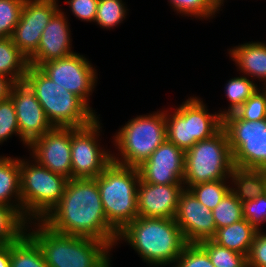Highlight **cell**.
Listing matches in <instances>:
<instances>
[{"instance_id": "obj_6", "label": "cell", "mask_w": 266, "mask_h": 267, "mask_svg": "<svg viewBox=\"0 0 266 267\" xmlns=\"http://www.w3.org/2000/svg\"><path fill=\"white\" fill-rule=\"evenodd\" d=\"M167 139L165 110L130 118L112 137V161L138 167ZM116 154V155H115Z\"/></svg>"}, {"instance_id": "obj_12", "label": "cell", "mask_w": 266, "mask_h": 267, "mask_svg": "<svg viewBox=\"0 0 266 267\" xmlns=\"http://www.w3.org/2000/svg\"><path fill=\"white\" fill-rule=\"evenodd\" d=\"M38 68L53 82L78 96L97 115L90 105V96L98 85V73L85 55L74 52L67 57L45 62Z\"/></svg>"}, {"instance_id": "obj_15", "label": "cell", "mask_w": 266, "mask_h": 267, "mask_svg": "<svg viewBox=\"0 0 266 267\" xmlns=\"http://www.w3.org/2000/svg\"><path fill=\"white\" fill-rule=\"evenodd\" d=\"M76 129L54 127L28 146L29 155L50 171L72 179L71 134Z\"/></svg>"}, {"instance_id": "obj_23", "label": "cell", "mask_w": 266, "mask_h": 267, "mask_svg": "<svg viewBox=\"0 0 266 267\" xmlns=\"http://www.w3.org/2000/svg\"><path fill=\"white\" fill-rule=\"evenodd\" d=\"M257 230L244 218L216 230L212 240L225 248L248 257Z\"/></svg>"}, {"instance_id": "obj_5", "label": "cell", "mask_w": 266, "mask_h": 267, "mask_svg": "<svg viewBox=\"0 0 266 267\" xmlns=\"http://www.w3.org/2000/svg\"><path fill=\"white\" fill-rule=\"evenodd\" d=\"M95 179L108 223L120 233L138 217L139 171L112 161Z\"/></svg>"}, {"instance_id": "obj_22", "label": "cell", "mask_w": 266, "mask_h": 267, "mask_svg": "<svg viewBox=\"0 0 266 267\" xmlns=\"http://www.w3.org/2000/svg\"><path fill=\"white\" fill-rule=\"evenodd\" d=\"M0 204L21 213L20 158L0 155Z\"/></svg>"}, {"instance_id": "obj_11", "label": "cell", "mask_w": 266, "mask_h": 267, "mask_svg": "<svg viewBox=\"0 0 266 267\" xmlns=\"http://www.w3.org/2000/svg\"><path fill=\"white\" fill-rule=\"evenodd\" d=\"M99 119L71 134L72 179L96 178L112 162V151L100 145L103 126Z\"/></svg>"}, {"instance_id": "obj_39", "label": "cell", "mask_w": 266, "mask_h": 267, "mask_svg": "<svg viewBox=\"0 0 266 267\" xmlns=\"http://www.w3.org/2000/svg\"><path fill=\"white\" fill-rule=\"evenodd\" d=\"M247 267H266V232L263 230L255 235L247 257Z\"/></svg>"}, {"instance_id": "obj_24", "label": "cell", "mask_w": 266, "mask_h": 267, "mask_svg": "<svg viewBox=\"0 0 266 267\" xmlns=\"http://www.w3.org/2000/svg\"><path fill=\"white\" fill-rule=\"evenodd\" d=\"M28 66V59L11 37L0 39V75L7 76L14 82H21L24 81Z\"/></svg>"}, {"instance_id": "obj_18", "label": "cell", "mask_w": 266, "mask_h": 267, "mask_svg": "<svg viewBox=\"0 0 266 267\" xmlns=\"http://www.w3.org/2000/svg\"><path fill=\"white\" fill-rule=\"evenodd\" d=\"M60 9L52 16L47 26L43 29L38 49L28 60L29 65L39 67L50 60L67 57L74 53L72 50V37L70 22Z\"/></svg>"}, {"instance_id": "obj_20", "label": "cell", "mask_w": 266, "mask_h": 267, "mask_svg": "<svg viewBox=\"0 0 266 267\" xmlns=\"http://www.w3.org/2000/svg\"><path fill=\"white\" fill-rule=\"evenodd\" d=\"M237 71L266 87V42L249 41L227 49ZM239 69V70H238Z\"/></svg>"}, {"instance_id": "obj_14", "label": "cell", "mask_w": 266, "mask_h": 267, "mask_svg": "<svg viewBox=\"0 0 266 267\" xmlns=\"http://www.w3.org/2000/svg\"><path fill=\"white\" fill-rule=\"evenodd\" d=\"M10 98L15 106L20 141L25 147L54 127L49 122L34 91L25 82H15Z\"/></svg>"}, {"instance_id": "obj_13", "label": "cell", "mask_w": 266, "mask_h": 267, "mask_svg": "<svg viewBox=\"0 0 266 267\" xmlns=\"http://www.w3.org/2000/svg\"><path fill=\"white\" fill-rule=\"evenodd\" d=\"M59 9L58 0H24L19 22L11 38L28 60L38 49L43 29Z\"/></svg>"}, {"instance_id": "obj_34", "label": "cell", "mask_w": 266, "mask_h": 267, "mask_svg": "<svg viewBox=\"0 0 266 267\" xmlns=\"http://www.w3.org/2000/svg\"><path fill=\"white\" fill-rule=\"evenodd\" d=\"M234 113L246 121L266 119V87L258 88Z\"/></svg>"}, {"instance_id": "obj_41", "label": "cell", "mask_w": 266, "mask_h": 267, "mask_svg": "<svg viewBox=\"0 0 266 267\" xmlns=\"http://www.w3.org/2000/svg\"><path fill=\"white\" fill-rule=\"evenodd\" d=\"M11 244L0 245V267H10Z\"/></svg>"}, {"instance_id": "obj_26", "label": "cell", "mask_w": 266, "mask_h": 267, "mask_svg": "<svg viewBox=\"0 0 266 267\" xmlns=\"http://www.w3.org/2000/svg\"><path fill=\"white\" fill-rule=\"evenodd\" d=\"M252 79L245 75L236 76L227 80L225 84V97L229 101L228 108L218 110L223 117L237 110L255 91L260 88Z\"/></svg>"}, {"instance_id": "obj_7", "label": "cell", "mask_w": 266, "mask_h": 267, "mask_svg": "<svg viewBox=\"0 0 266 267\" xmlns=\"http://www.w3.org/2000/svg\"><path fill=\"white\" fill-rule=\"evenodd\" d=\"M29 158L20 157L21 214L28 222L42 221L61 200L68 179Z\"/></svg>"}, {"instance_id": "obj_16", "label": "cell", "mask_w": 266, "mask_h": 267, "mask_svg": "<svg viewBox=\"0 0 266 267\" xmlns=\"http://www.w3.org/2000/svg\"><path fill=\"white\" fill-rule=\"evenodd\" d=\"M137 169L146 183L183 184L185 151L166 139Z\"/></svg>"}, {"instance_id": "obj_29", "label": "cell", "mask_w": 266, "mask_h": 267, "mask_svg": "<svg viewBox=\"0 0 266 267\" xmlns=\"http://www.w3.org/2000/svg\"><path fill=\"white\" fill-rule=\"evenodd\" d=\"M126 6L122 0H99L94 23L107 30L121 25L128 15Z\"/></svg>"}, {"instance_id": "obj_36", "label": "cell", "mask_w": 266, "mask_h": 267, "mask_svg": "<svg viewBox=\"0 0 266 267\" xmlns=\"http://www.w3.org/2000/svg\"><path fill=\"white\" fill-rule=\"evenodd\" d=\"M173 267H214L199 244H187Z\"/></svg>"}, {"instance_id": "obj_33", "label": "cell", "mask_w": 266, "mask_h": 267, "mask_svg": "<svg viewBox=\"0 0 266 267\" xmlns=\"http://www.w3.org/2000/svg\"><path fill=\"white\" fill-rule=\"evenodd\" d=\"M23 5L24 0H0V39L13 35Z\"/></svg>"}, {"instance_id": "obj_30", "label": "cell", "mask_w": 266, "mask_h": 267, "mask_svg": "<svg viewBox=\"0 0 266 267\" xmlns=\"http://www.w3.org/2000/svg\"><path fill=\"white\" fill-rule=\"evenodd\" d=\"M199 245L207 252L214 267H247L244 254L225 248L212 239L202 241Z\"/></svg>"}, {"instance_id": "obj_3", "label": "cell", "mask_w": 266, "mask_h": 267, "mask_svg": "<svg viewBox=\"0 0 266 267\" xmlns=\"http://www.w3.org/2000/svg\"><path fill=\"white\" fill-rule=\"evenodd\" d=\"M122 241L149 267H173L187 245L176 220L167 218L137 217L118 234L116 246Z\"/></svg>"}, {"instance_id": "obj_25", "label": "cell", "mask_w": 266, "mask_h": 267, "mask_svg": "<svg viewBox=\"0 0 266 267\" xmlns=\"http://www.w3.org/2000/svg\"><path fill=\"white\" fill-rule=\"evenodd\" d=\"M10 267H48L41 247L27 232L11 243Z\"/></svg>"}, {"instance_id": "obj_19", "label": "cell", "mask_w": 266, "mask_h": 267, "mask_svg": "<svg viewBox=\"0 0 266 267\" xmlns=\"http://www.w3.org/2000/svg\"><path fill=\"white\" fill-rule=\"evenodd\" d=\"M184 184H150L140 179L137 190L138 217L174 219Z\"/></svg>"}, {"instance_id": "obj_10", "label": "cell", "mask_w": 266, "mask_h": 267, "mask_svg": "<svg viewBox=\"0 0 266 267\" xmlns=\"http://www.w3.org/2000/svg\"><path fill=\"white\" fill-rule=\"evenodd\" d=\"M233 165L266 173V119L246 121L234 112L222 117Z\"/></svg>"}, {"instance_id": "obj_40", "label": "cell", "mask_w": 266, "mask_h": 267, "mask_svg": "<svg viewBox=\"0 0 266 267\" xmlns=\"http://www.w3.org/2000/svg\"><path fill=\"white\" fill-rule=\"evenodd\" d=\"M14 83L15 82L11 78L0 75V101L10 97Z\"/></svg>"}, {"instance_id": "obj_28", "label": "cell", "mask_w": 266, "mask_h": 267, "mask_svg": "<svg viewBox=\"0 0 266 267\" xmlns=\"http://www.w3.org/2000/svg\"><path fill=\"white\" fill-rule=\"evenodd\" d=\"M172 11L183 17H193L198 20L215 18L222 11L223 5L219 0H168Z\"/></svg>"}, {"instance_id": "obj_27", "label": "cell", "mask_w": 266, "mask_h": 267, "mask_svg": "<svg viewBox=\"0 0 266 267\" xmlns=\"http://www.w3.org/2000/svg\"><path fill=\"white\" fill-rule=\"evenodd\" d=\"M28 221L14 207L0 204V245L11 244L27 232Z\"/></svg>"}, {"instance_id": "obj_2", "label": "cell", "mask_w": 266, "mask_h": 267, "mask_svg": "<svg viewBox=\"0 0 266 267\" xmlns=\"http://www.w3.org/2000/svg\"><path fill=\"white\" fill-rule=\"evenodd\" d=\"M27 233L41 247L48 267H112L113 247L109 243L61 234L42 221L28 222Z\"/></svg>"}, {"instance_id": "obj_31", "label": "cell", "mask_w": 266, "mask_h": 267, "mask_svg": "<svg viewBox=\"0 0 266 267\" xmlns=\"http://www.w3.org/2000/svg\"><path fill=\"white\" fill-rule=\"evenodd\" d=\"M198 201L213 210L230 191V180L222 179L198 183L189 188Z\"/></svg>"}, {"instance_id": "obj_32", "label": "cell", "mask_w": 266, "mask_h": 267, "mask_svg": "<svg viewBox=\"0 0 266 267\" xmlns=\"http://www.w3.org/2000/svg\"><path fill=\"white\" fill-rule=\"evenodd\" d=\"M217 229L243 219L242 202L229 191L212 210Z\"/></svg>"}, {"instance_id": "obj_35", "label": "cell", "mask_w": 266, "mask_h": 267, "mask_svg": "<svg viewBox=\"0 0 266 267\" xmlns=\"http://www.w3.org/2000/svg\"><path fill=\"white\" fill-rule=\"evenodd\" d=\"M13 135L20 138L15 106L9 97L0 101V145L10 140Z\"/></svg>"}, {"instance_id": "obj_42", "label": "cell", "mask_w": 266, "mask_h": 267, "mask_svg": "<svg viewBox=\"0 0 266 267\" xmlns=\"http://www.w3.org/2000/svg\"><path fill=\"white\" fill-rule=\"evenodd\" d=\"M226 2V0H221V4L224 6V3Z\"/></svg>"}, {"instance_id": "obj_38", "label": "cell", "mask_w": 266, "mask_h": 267, "mask_svg": "<svg viewBox=\"0 0 266 267\" xmlns=\"http://www.w3.org/2000/svg\"><path fill=\"white\" fill-rule=\"evenodd\" d=\"M99 0H65L70 12L81 22H95Z\"/></svg>"}, {"instance_id": "obj_37", "label": "cell", "mask_w": 266, "mask_h": 267, "mask_svg": "<svg viewBox=\"0 0 266 267\" xmlns=\"http://www.w3.org/2000/svg\"><path fill=\"white\" fill-rule=\"evenodd\" d=\"M243 218L257 231H261L266 222V193L250 201L242 203Z\"/></svg>"}, {"instance_id": "obj_8", "label": "cell", "mask_w": 266, "mask_h": 267, "mask_svg": "<svg viewBox=\"0 0 266 267\" xmlns=\"http://www.w3.org/2000/svg\"><path fill=\"white\" fill-rule=\"evenodd\" d=\"M170 111L165 109L167 140L184 151L222 128V116L216 111L210 113L203 99L196 95Z\"/></svg>"}, {"instance_id": "obj_1", "label": "cell", "mask_w": 266, "mask_h": 267, "mask_svg": "<svg viewBox=\"0 0 266 267\" xmlns=\"http://www.w3.org/2000/svg\"><path fill=\"white\" fill-rule=\"evenodd\" d=\"M42 222L58 233L95 238L116 248L119 233L108 223L95 178L68 179L61 200Z\"/></svg>"}, {"instance_id": "obj_4", "label": "cell", "mask_w": 266, "mask_h": 267, "mask_svg": "<svg viewBox=\"0 0 266 267\" xmlns=\"http://www.w3.org/2000/svg\"><path fill=\"white\" fill-rule=\"evenodd\" d=\"M24 81L34 91L53 127L81 128L100 116L78 96L53 82L38 67L29 65Z\"/></svg>"}, {"instance_id": "obj_21", "label": "cell", "mask_w": 266, "mask_h": 267, "mask_svg": "<svg viewBox=\"0 0 266 267\" xmlns=\"http://www.w3.org/2000/svg\"><path fill=\"white\" fill-rule=\"evenodd\" d=\"M229 180L230 191L242 203L266 193V173L260 169L233 166Z\"/></svg>"}, {"instance_id": "obj_9", "label": "cell", "mask_w": 266, "mask_h": 267, "mask_svg": "<svg viewBox=\"0 0 266 267\" xmlns=\"http://www.w3.org/2000/svg\"><path fill=\"white\" fill-rule=\"evenodd\" d=\"M233 166L228 137L221 128L211 138L198 141L185 151L184 188L229 179Z\"/></svg>"}, {"instance_id": "obj_17", "label": "cell", "mask_w": 266, "mask_h": 267, "mask_svg": "<svg viewBox=\"0 0 266 267\" xmlns=\"http://www.w3.org/2000/svg\"><path fill=\"white\" fill-rule=\"evenodd\" d=\"M174 219L187 244L212 239L217 230L212 210L201 204L189 189L181 192Z\"/></svg>"}]
</instances>
